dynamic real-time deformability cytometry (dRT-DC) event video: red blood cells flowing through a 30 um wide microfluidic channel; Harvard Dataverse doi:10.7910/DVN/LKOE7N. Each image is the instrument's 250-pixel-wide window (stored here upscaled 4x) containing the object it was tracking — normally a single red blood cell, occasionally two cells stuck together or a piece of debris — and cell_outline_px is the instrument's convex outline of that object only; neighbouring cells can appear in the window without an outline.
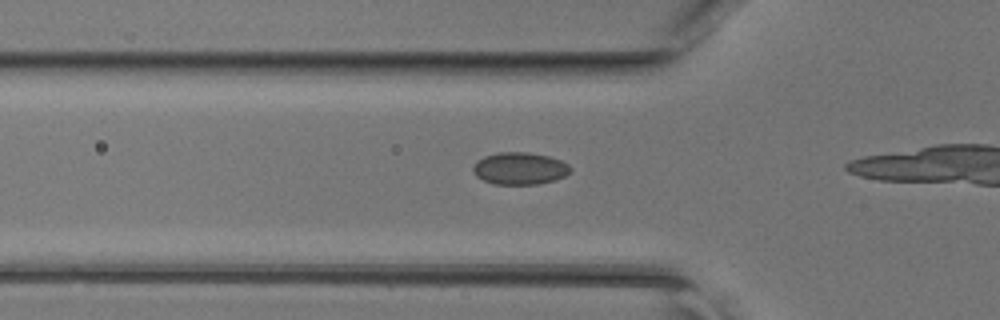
{"species": "common noctule bat (a hibernating species)", "species_latin": "Nyctalus noctula", "temperature_condition": "room temperature", "stored_images_in_passage": 18, "camera_frame_rate_fps": 3000, "um_per_image_px": 0.085, "animal": {"sex": "female", "body_mass_g": 17.0, "forearm_length_mm": 48.0}, "frame": {"image": 1, "passage_image": 11, "time_ms": 3.333, "image_size_px": [1000, 320], "cell_outline_px": [[572, 172], [556, 180], [536, 184], [492, 184], [476, 176], [472, 172], [472, 168], [476, 160], [484, 156], [496, 152], [528, 152], [548, 156], [560, 160], [568, 164], [572, 168]], "centroid_in_image_um": [44.17, 14.31], "position_along_channel_um": 81.6, "area_um2": 18.5}}
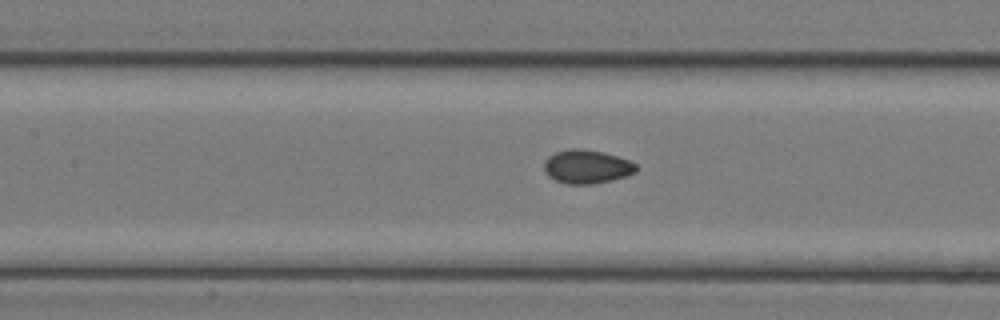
{"frame": {"image": 2, "passage_image": 16, "time_ms": 5.0, "image_size_px": [1000, 320], "cell_outline_px": [[636, 172], [612, 180], [592, 184], [564, 184], [548, 176], [544, 172], [544, 160], [548, 156], [556, 152], [568, 148], [580, 148], [604, 152], [628, 160], [636, 164]], "centroid_in_image_um": [49.83, 14.16], "position_along_channel_um": 157.6, "area_um2": 18.15}}